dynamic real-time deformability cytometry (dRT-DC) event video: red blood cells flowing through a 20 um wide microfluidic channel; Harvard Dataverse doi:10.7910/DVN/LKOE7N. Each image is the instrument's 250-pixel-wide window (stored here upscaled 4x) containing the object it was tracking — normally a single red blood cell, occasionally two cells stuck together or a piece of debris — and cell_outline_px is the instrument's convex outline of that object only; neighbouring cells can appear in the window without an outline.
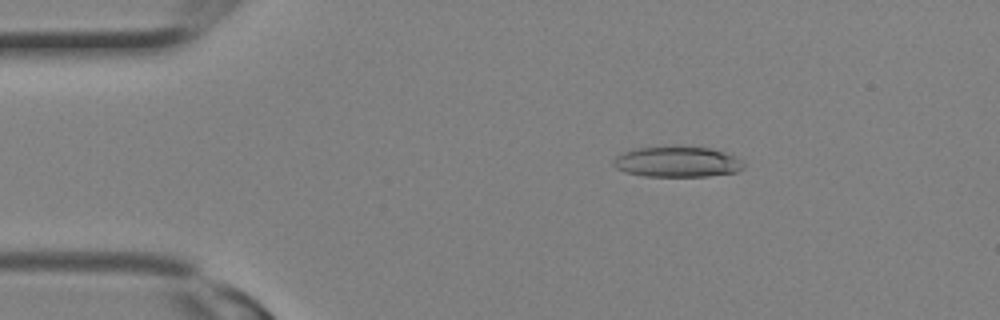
{"species": "Egyptian fruit bat (a non-hibernating species)", "species_latin": "Rousettus aegyptiacus", "temperature_condition": "room temperature", "stored_images_in_passage": 2, "camera_frame_rate_fps": 3000, "um_per_image_px": 0.085, "animal": {"sex": "female"}, "frame": {"image": 1, "passage_image": 1, "time_ms": 0.0, "image_size_px": [1000, 320], "cell_outline_px": [[744, 168], [736, 172], [708, 176], [644, 176], [624, 172], [616, 168], [612, 164], [616, 156], [624, 152], [636, 148], [672, 144], [676, 144], [712, 148], [736, 156], [744, 164]], "centroid_in_image_um": [57.56, 13.72], "position_along_channel_um": 27.4, "area_um2": 23.93}}
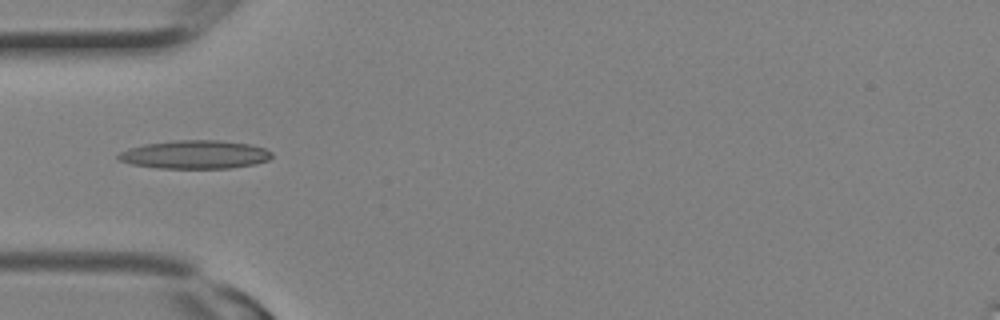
{"frame": {"image": 2, "passage_image": 2, "time_ms": 0.333, "image_size_px": [1000, 320], "cell_outline_px": [[272, 156], [268, 160], [252, 164], [228, 168], [156, 168], [128, 164], [116, 160], [116, 156], [120, 152], [128, 148], [144, 144], [176, 140], [216, 140], [248, 144], [264, 148], [272, 152]], "centroid_in_image_um": [16.49, 13.14], "position_along_channel_um": 68.5, "area_um2": 25.43}}